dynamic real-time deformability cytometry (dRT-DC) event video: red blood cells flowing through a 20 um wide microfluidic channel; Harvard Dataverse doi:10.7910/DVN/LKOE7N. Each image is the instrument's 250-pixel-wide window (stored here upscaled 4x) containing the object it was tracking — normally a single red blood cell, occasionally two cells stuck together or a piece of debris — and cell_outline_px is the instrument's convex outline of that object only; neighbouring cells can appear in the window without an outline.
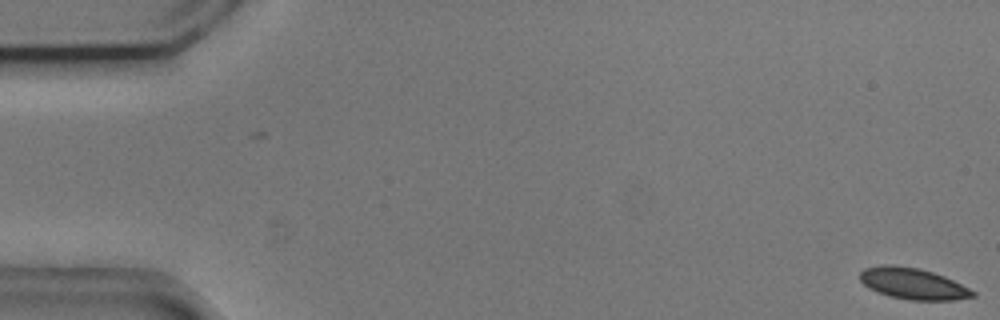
{"species": "common noctule bat (a hibernating species)", "species_latin": "Nyctalus noctula", "temperature_condition": "cold", "stored_images_in_passage": 2, "camera_frame_rate_fps": 3000, "um_per_image_px": 0.085, "animal": {"sex": "male", "body_mass_g": 20.5, "forearm_length_mm": 52.5}, "frame": {"image": 1, "passage_image": 2, "time_ms": 0.333, "image_size_px": [1000, 320], "cell_outline_px": [[976, 296], [952, 300], [908, 300], [888, 296], [868, 288], [860, 280], [860, 272], [864, 268], [880, 264], [892, 264], [920, 268], [944, 276], [976, 292]], "centroid_in_image_um": [77.56, 24.1], "position_along_channel_um": 7.4, "area_um2": 20.63}}